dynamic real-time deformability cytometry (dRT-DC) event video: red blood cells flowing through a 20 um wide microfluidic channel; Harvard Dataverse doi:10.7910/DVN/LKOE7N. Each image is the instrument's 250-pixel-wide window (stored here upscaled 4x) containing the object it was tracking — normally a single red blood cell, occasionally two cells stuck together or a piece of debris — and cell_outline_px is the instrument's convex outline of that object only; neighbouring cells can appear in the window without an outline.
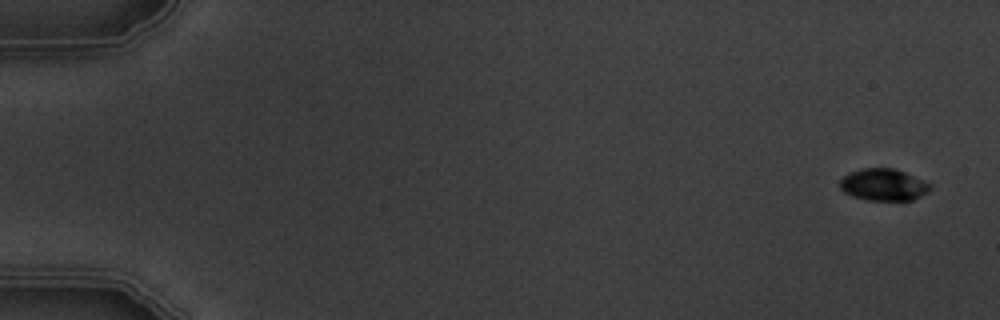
{"species": "common noctule bat (a hibernating species)", "species_latin": "Nyctalus noctula", "temperature_condition": "warm", "stored_images_in_passage": 7, "camera_frame_rate_fps": 3000, "um_per_image_px": 0.085, "animal": {"sex": "male", "body_mass_g": 19.5, "forearm_length_mm": 54.6}, "frame": {"image": 1, "passage_image": 7, "time_ms": 7.0, "image_size_px": [1000, 320], "cell_outline_px": [[932, 188], [920, 196], [912, 200], [864, 200], [852, 196], [844, 192], [840, 188], [840, 180], [848, 172], [864, 168], [892, 168], [904, 172], [932, 184]], "centroid_in_image_um": [75.08, 15.7], "position_along_channel_um": 9.9, "area_um2": 16.76}}